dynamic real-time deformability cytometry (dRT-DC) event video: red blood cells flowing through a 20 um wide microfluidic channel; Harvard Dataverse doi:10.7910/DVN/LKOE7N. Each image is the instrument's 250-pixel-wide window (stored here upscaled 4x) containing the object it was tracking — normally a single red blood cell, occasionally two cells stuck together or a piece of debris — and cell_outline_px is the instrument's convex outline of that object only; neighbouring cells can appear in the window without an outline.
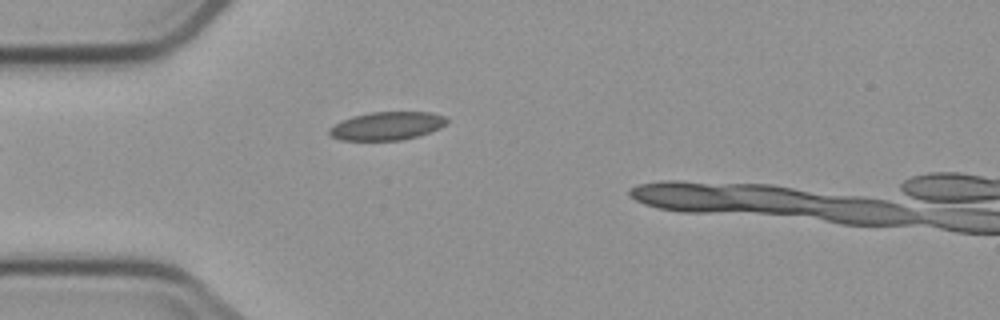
{"species": "common noctule bat (a hibernating species)", "species_latin": "Nyctalus noctula", "temperature_condition": "cold", "stored_images_in_passage": 3, "camera_frame_rate_fps": 3000, "um_per_image_px": 0.085, "animal": {"sex": "male", "body_mass_g": 23.1, "forearm_length_mm": 52.7}, "frame": {"image": 1, "passage_image": 3, "time_ms": 2.0, "image_size_px": [1000, 320], "cell_outline_px": [[448, 124], [440, 128], [420, 136], [400, 140], [340, 140], [332, 136], [328, 132], [328, 128], [352, 116], [372, 112], [432, 112], [444, 116], [448, 120]], "centroid_in_image_um": [32.94, 10.7], "position_along_channel_um": 52.1, "area_um2": 19.36}}